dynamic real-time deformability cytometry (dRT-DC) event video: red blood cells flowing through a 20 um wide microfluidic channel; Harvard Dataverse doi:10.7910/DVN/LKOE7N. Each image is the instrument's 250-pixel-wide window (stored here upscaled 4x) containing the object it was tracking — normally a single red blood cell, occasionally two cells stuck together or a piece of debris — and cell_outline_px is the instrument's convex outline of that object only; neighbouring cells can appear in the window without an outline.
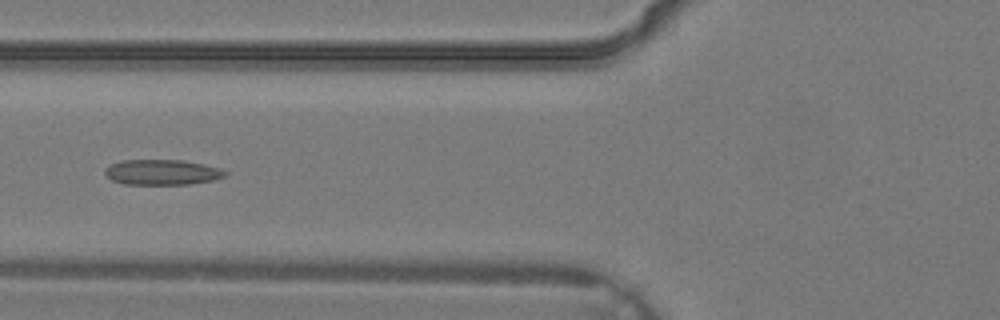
{"species": "common noctule bat (a hibernating species)", "species_latin": "Nyctalus noctula", "temperature_condition": "warm", "stored_images_in_passage": 4, "camera_frame_rate_fps": 3000, "um_per_image_px": 0.085, "animal": {"sex": "male", "body_mass_g": 19.2, "forearm_length_mm": 51.8}, "frame": {"image": 1, "passage_image": 4, "time_ms": 1.0, "image_size_px": [1000, 320], "cell_outline_px": [[228, 172], [224, 176], [212, 180], [188, 184], [124, 184], [112, 180], [104, 172], [108, 164], [120, 160], [180, 160], [204, 164], [220, 168]], "centroid_in_image_um": [13.75, 14.63], "position_along_channel_um": 112.1, "area_um2": 17.69}}